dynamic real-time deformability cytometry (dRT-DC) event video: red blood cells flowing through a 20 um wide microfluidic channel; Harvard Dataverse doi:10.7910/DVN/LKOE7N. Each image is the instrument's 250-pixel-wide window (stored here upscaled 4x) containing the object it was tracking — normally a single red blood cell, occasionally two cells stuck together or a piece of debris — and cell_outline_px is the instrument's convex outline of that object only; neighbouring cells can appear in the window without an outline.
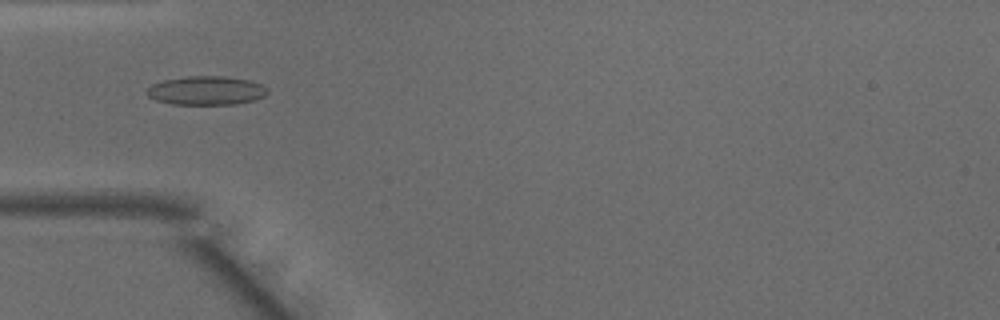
{"species": "common noctule bat (a hibernating species)", "species_latin": "Nyctalus noctula", "temperature_condition": "warm", "stored_images_in_passage": 48, "camera_frame_rate_fps": 3000, "um_per_image_px": 0.085, "animal": {"sex": "male", "body_mass_g": 15.6}, "frame": {"image": 1, "passage_image": 15, "time_ms": 4.667, "image_size_px": [1000, 320], "cell_outline_px": [[268, 92], [264, 96], [256, 100], [236, 104], [172, 104], [156, 100], [148, 96], [144, 92], [152, 84], [164, 80], [188, 76], [224, 76], [252, 80], [268, 88]], "centroid_in_image_um": [17.55, 7.69], "position_along_channel_um": 67.5, "area_um2": 20.4}}
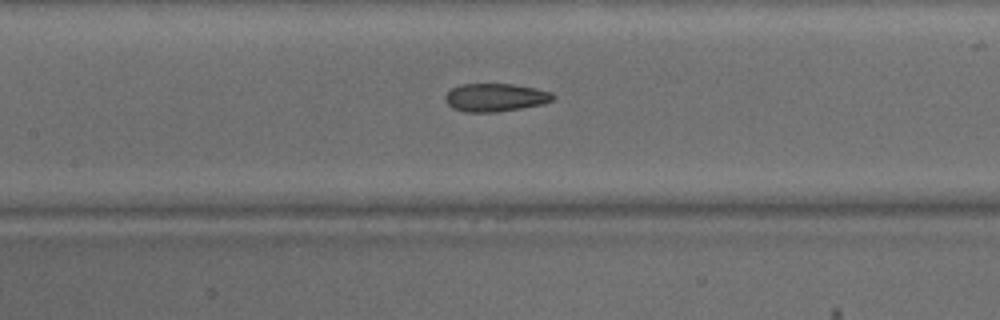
{"frame": {"image": 2, "passage_image": 22, "time_ms": 7.0, "image_size_px": [1000, 320], "cell_outline_px": [[556, 96], [552, 100], [544, 104], [496, 112], [464, 112], [452, 108], [444, 100], [444, 96], [452, 88], [460, 84], [512, 84], [536, 88], [552, 92]], "centroid_in_image_um": [42.1, 8.28], "position_along_channel_um": 165.3, "area_um2": 17.74}}
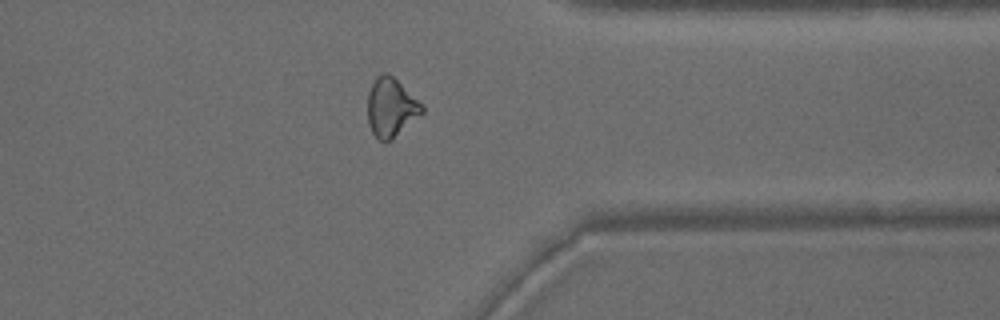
{"frame": {"image": 3, "passage_image": 38, "time_ms": 12.333, "image_size_px": [1000, 320], "cell_outline_px": [[424, 112], [392, 140], [380, 140], [372, 132], [368, 124], [368, 92], [376, 76], [384, 72], [388, 72], [424, 108]], "centroid_in_image_um": [33.2, 9.14], "position_along_channel_um": 378.2, "area_um2": 18.21}, "authors_computed_cell_mechanics": {"area_um2": 18.785, "velocity_mm_per_s": 4.1443, "shape_relaxation_time_tau1_ms": 11.2115, "shape_relaxation_time_tau2_ms": 2.2455, "deformation_change_tau1": 0.2556, "deformation_change_tau2": 0.101}}